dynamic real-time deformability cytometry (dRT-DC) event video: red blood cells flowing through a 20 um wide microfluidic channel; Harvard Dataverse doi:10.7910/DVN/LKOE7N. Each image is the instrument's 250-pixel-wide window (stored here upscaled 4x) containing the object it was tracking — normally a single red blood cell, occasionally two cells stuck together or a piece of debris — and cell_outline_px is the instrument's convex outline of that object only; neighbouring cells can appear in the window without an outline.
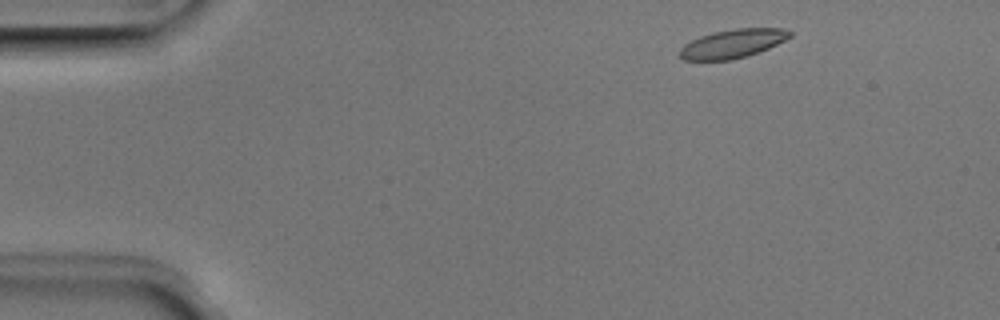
{"species": "Egyptian fruit bat (a non-hibernating species)", "species_latin": "Rousettus aegyptiacus", "temperature_condition": "room temperature", "stored_images_in_passage": 48, "camera_frame_rate_fps": 3000, "um_per_image_px": 0.085, "animal": {"sex": "male"}, "frame": {"image": 1, "passage_image": 3, "time_ms": 0.667, "image_size_px": [1000, 320], "cell_outline_px": [[792, 36], [768, 48], [732, 60], [684, 60], [680, 56], [680, 48], [684, 44], [700, 36], [716, 32], [736, 28], [780, 28], [792, 32]], "centroid_in_image_um": [62.26, 3.7], "position_along_channel_um": 22.7, "area_um2": 18.09}}
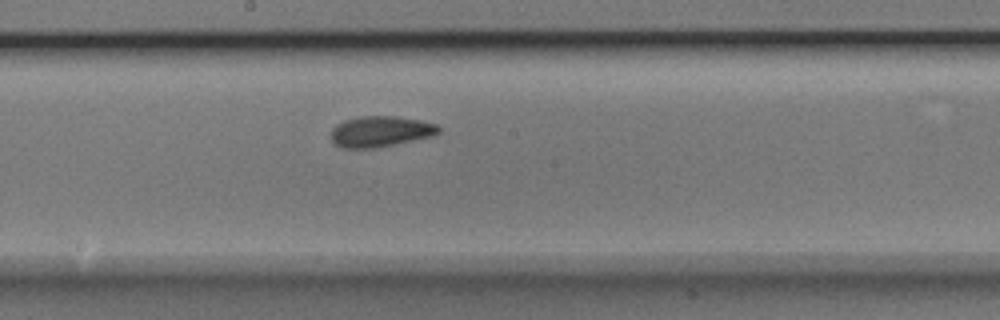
{"frame": {"image": 2, "passage_image": 24, "time_ms": 7.667, "image_size_px": [1000, 320], "cell_outline_px": [[440, 132], [436, 136], [376, 148], [340, 148], [332, 140], [332, 128], [336, 124], [344, 120], [360, 116], [396, 116], [420, 120], [436, 124], [440, 128]], "centroid_in_image_um": [32.37, 11.18], "position_along_channel_um": 215.8, "area_um2": 19.54}}
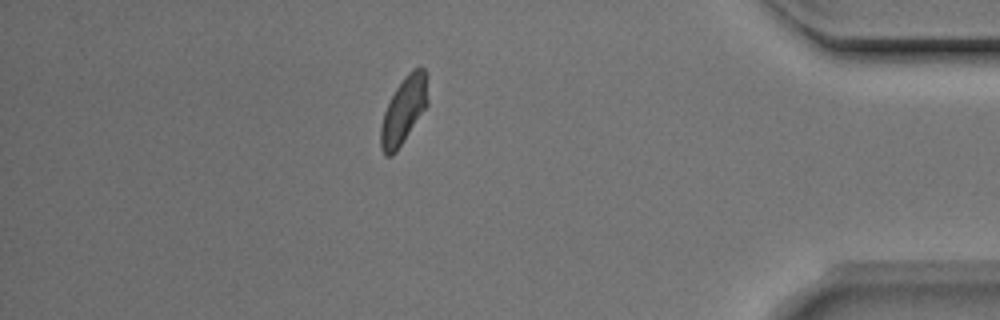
{"frame": {"image": 3, "passage_image": 41, "time_ms": 13.333, "image_size_px": [1000, 320], "cell_outline_px": [[428, 104], [396, 152], [392, 156], [384, 156], [380, 148], [380, 124], [384, 112], [396, 88], [404, 76], [412, 68], [420, 64], [428, 72]], "centroid_in_image_um": [34.34, 9.33], "position_along_channel_um": 400.9, "area_um2": 18.73}, "authors_computed_cell_mechanics": {"area_um2": 18.7272, "velocity_mm_per_s": 3.9336, "shape_relaxation_time_tau1_ms": 2.3869, "shape_relaxation_time_tau2_ms": 1.5365, "deformation_change_tau1": 0.1067, "deformation_change_tau2": 0.0706}}